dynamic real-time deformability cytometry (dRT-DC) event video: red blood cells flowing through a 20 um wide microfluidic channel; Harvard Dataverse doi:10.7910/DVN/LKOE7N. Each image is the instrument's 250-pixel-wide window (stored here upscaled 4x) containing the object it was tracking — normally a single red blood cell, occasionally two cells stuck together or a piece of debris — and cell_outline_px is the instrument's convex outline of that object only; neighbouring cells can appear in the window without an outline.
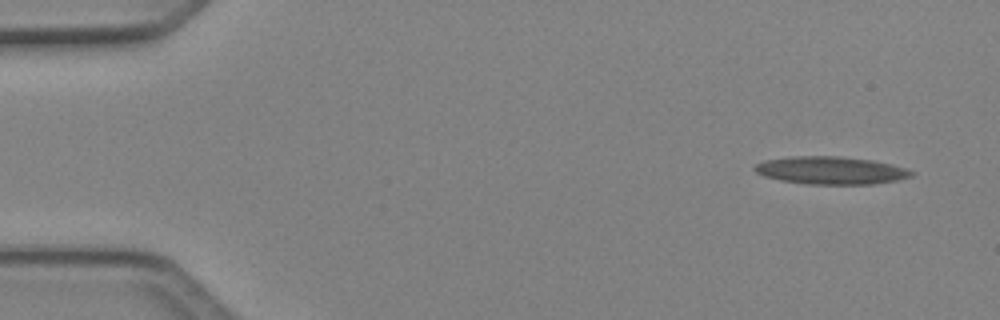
{"species": "Egyptian fruit bat (a non-hibernating species)", "species_latin": "Rousettus aegyptiacus", "temperature_condition": "cold", "stored_images_in_passage": 3, "camera_frame_rate_fps": 3000, "um_per_image_px": 0.085, "animal": {"sex": "female"}, "frame": {"image": 1, "passage_image": 1, "time_ms": 0.0, "image_size_px": [1000, 320], "cell_outline_px": [[916, 172], [912, 176], [900, 180], [872, 184], [808, 184], [780, 180], [764, 176], [756, 172], [752, 168], [756, 164], [764, 160], [792, 156], [840, 156], [872, 160], [892, 164], [908, 168]], "centroid_in_image_um": [70.66, 14.48], "position_along_channel_um": 14.3, "area_um2": 25.55}}